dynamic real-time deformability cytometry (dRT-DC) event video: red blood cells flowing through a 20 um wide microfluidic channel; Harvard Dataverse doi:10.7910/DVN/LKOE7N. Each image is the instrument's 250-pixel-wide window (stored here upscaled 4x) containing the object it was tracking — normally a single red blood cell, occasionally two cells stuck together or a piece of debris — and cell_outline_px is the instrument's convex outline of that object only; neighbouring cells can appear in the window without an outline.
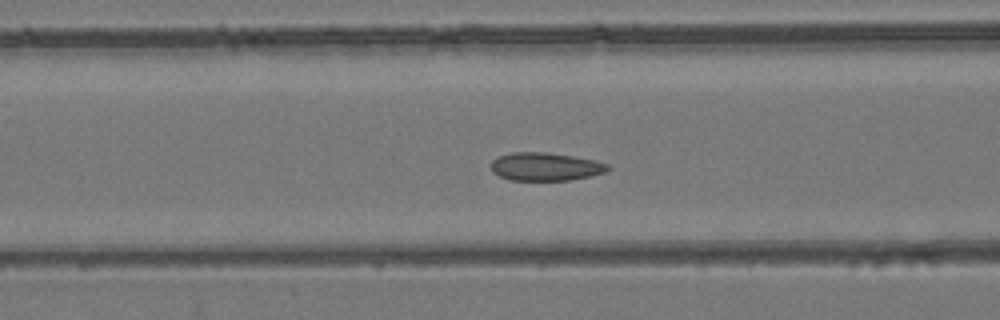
{"species": "common noctule bat (a hibernating species)", "species_latin": "Nyctalus noctula", "temperature_condition": "room temperature", "stored_images_in_passage": 43, "camera_frame_rate_fps": 3000, "um_per_image_px": 0.085, "animal": {"sex": "female", "body_mass_g": 24.6, "forearm_length_mm": 56.2}, "frame": {"image": 1, "passage_image": 10, "time_ms": 3.0, "image_size_px": [1000, 320], "cell_outline_px": [[612, 168], [604, 172], [588, 176], [568, 180], [508, 180], [492, 172], [492, 160], [496, 156], [512, 152], [544, 152], [572, 156], [592, 160], [608, 164]], "centroid_in_image_um": [46.31, 14.16], "position_along_channel_um": 120.3, "area_um2": 19.02}}
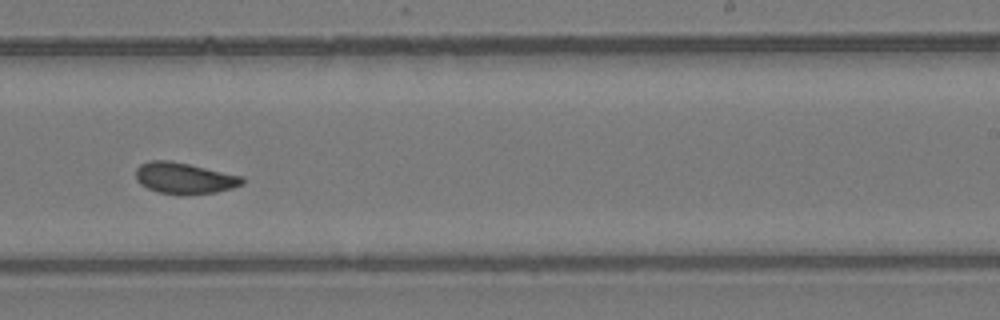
{"frame": {"image": 2, "passage_image": 22, "time_ms": 7.0, "image_size_px": [1000, 320], "cell_outline_px": [[244, 184], [232, 188], [216, 192], [180, 196], [160, 192], [148, 188], [140, 184], [136, 180], [136, 168], [140, 164], [148, 160], [168, 160], [188, 164], [244, 176]], "centroid_in_image_um": [15.67, 15.15], "position_along_channel_um": 273.3, "area_um2": 19.59}}
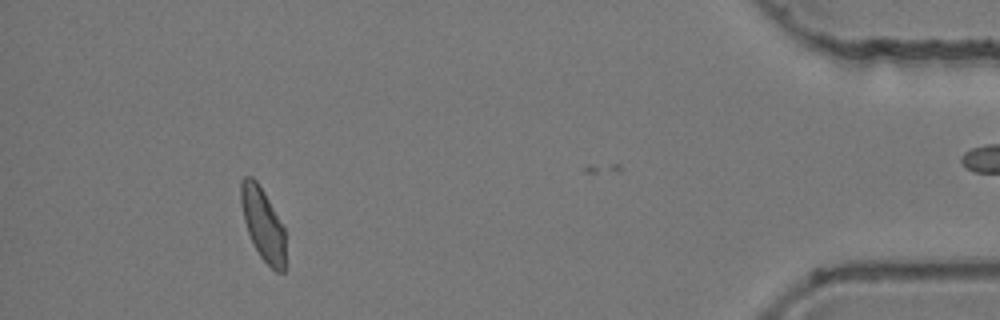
{"frame": {"image": 3, "passage_image": 38, "time_ms": 12.333, "image_size_px": [1000, 320], "cell_outline_px": [[284, 272], [276, 272], [260, 256], [248, 232], [244, 220], [240, 204], [240, 180], [244, 176], [252, 176], [256, 180], [264, 192], [284, 228]], "centroid_in_image_um": [22.31, 19.0], "position_along_channel_um": 412.9, "area_um2": 18.5}, "authors_computed_cell_mechanics": {"area_um2": 19.1896, "velocity_mm_per_s": 3.8406, "shape_relaxation_time_tau1_ms": null, "shape_relaxation_time_tau2_ms": 0.6815, "deformation_change_tau1": null, "deformation_change_tau2": 0.0489}}